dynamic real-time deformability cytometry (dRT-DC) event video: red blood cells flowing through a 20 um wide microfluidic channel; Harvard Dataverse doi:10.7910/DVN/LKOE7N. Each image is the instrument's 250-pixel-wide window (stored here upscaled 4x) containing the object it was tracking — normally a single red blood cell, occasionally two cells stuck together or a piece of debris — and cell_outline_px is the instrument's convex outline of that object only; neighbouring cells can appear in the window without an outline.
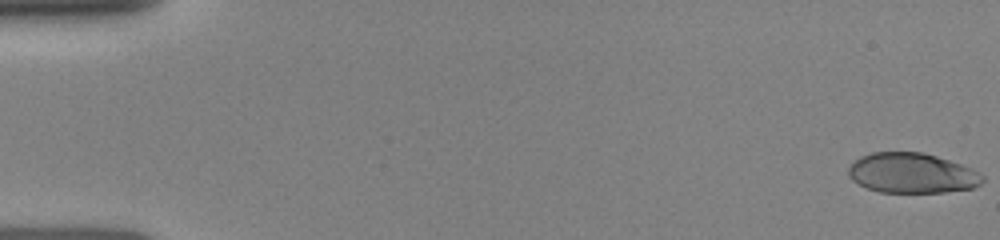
{"species": "human", "species_latin": "Homo sapiens", "temperature_condition": "room temperature", "stored_images_in_passage": 38, "camera_frame_rate_fps": 3000, "um_per_image_px": 0.085, "donor": {"sex": "female"}, "frame": {"image": 1, "passage_image": 1, "time_ms": 0.0, "image_size_px": [1000, 240], "cell_outline_px": [[984, 180], [980, 184], [972, 188], [944, 192], [880, 192], [868, 188], [852, 180], [848, 176], [848, 168], [860, 156], [872, 152], [924, 152], [972, 168], [984, 176]], "centroid_in_image_um": [77.51, 14.71], "position_along_channel_um": 7.5, "area_um2": 31.21}}
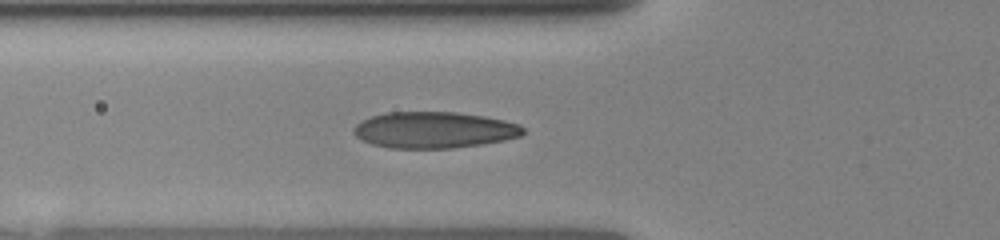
{"frame": {"image": 2, "passage_image": 27, "time_ms": 5.667, "image_size_px": [1000, 240], "cell_outline_px": [[524, 132], [520, 136], [504, 140], [484, 144], [452, 148], [388, 148], [372, 144], [356, 136], [352, 132], [352, 128], [356, 124], [372, 116], [388, 112], [456, 112], [484, 116], [504, 120], [520, 124], [524, 128]], "centroid_in_image_um": [36.91, 11.05], "position_along_channel_um": 88.9, "area_um2": 35.89}}
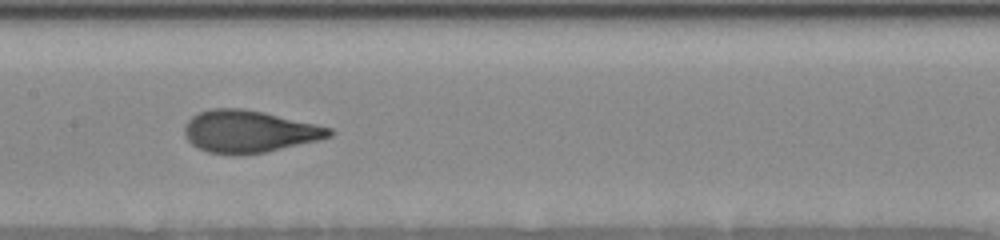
{"frame": {"image": 3, "passage_image": 37, "time_ms": 8.0, "image_size_px": [1000, 240], "cell_outline_px": [[336, 132], [332, 136], [316, 140], [264, 152], [208, 152], [192, 144], [184, 136], [184, 128], [188, 120], [192, 116], [200, 112], [212, 108], [244, 108], [264, 112], [316, 124], [332, 128]], "centroid_in_image_um": [21.18, 11.13], "position_along_channel_um": 186.2, "area_um2": 34.74}}